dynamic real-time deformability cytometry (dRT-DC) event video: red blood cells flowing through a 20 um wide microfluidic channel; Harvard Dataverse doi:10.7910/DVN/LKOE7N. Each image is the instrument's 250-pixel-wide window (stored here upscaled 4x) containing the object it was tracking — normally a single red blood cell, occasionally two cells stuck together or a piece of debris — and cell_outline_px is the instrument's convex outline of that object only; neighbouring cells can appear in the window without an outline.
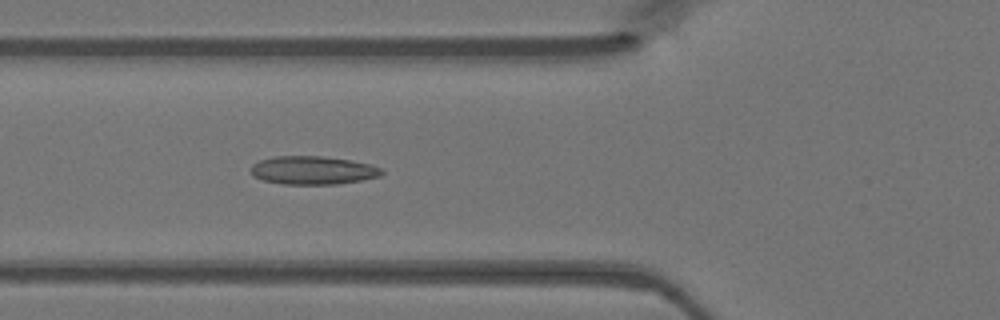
{"species": "Egyptian fruit bat (a non-hibernating species)", "species_latin": "Rousettus aegyptiacus", "temperature_condition": "warm", "stored_images_in_passage": 47, "camera_frame_rate_fps": 3000, "um_per_image_px": 0.085, "animal": {"sex": "female"}, "frame": {"image": 1, "passage_image": 17, "time_ms": 5.333, "image_size_px": [1000, 320], "cell_outline_px": [[384, 172], [380, 176], [360, 180], [336, 184], [284, 184], [264, 180], [256, 176], [252, 172], [252, 164], [260, 160], [272, 156], [324, 156], [348, 160], [368, 164], [380, 168]], "centroid_in_image_um": [26.59, 14.47], "position_along_channel_um": 99.2, "area_um2": 21.27}}
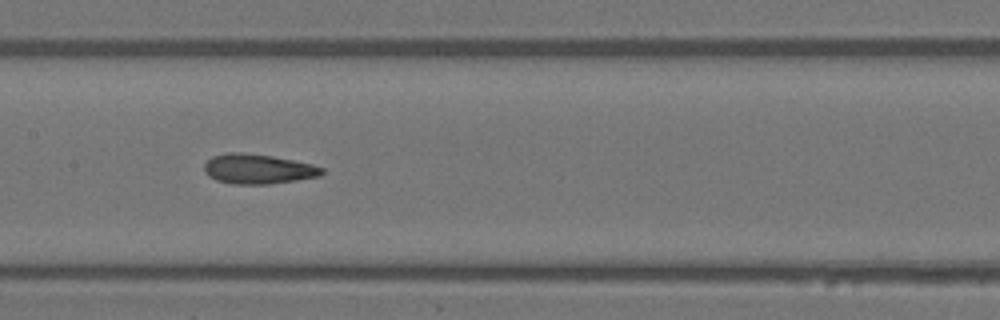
{"frame": {"image": 2, "passage_image": 23, "time_ms": 7.333, "image_size_px": [1000, 320], "cell_outline_px": [[324, 172], [320, 176], [296, 180], [268, 184], [232, 184], [216, 180], [208, 176], [204, 172], [204, 164], [212, 156], [228, 152], [240, 152], [272, 156], [312, 164], [324, 168]], "centroid_in_image_um": [21.91, 14.36], "position_along_channel_um": 185.5, "area_um2": 20.46}}
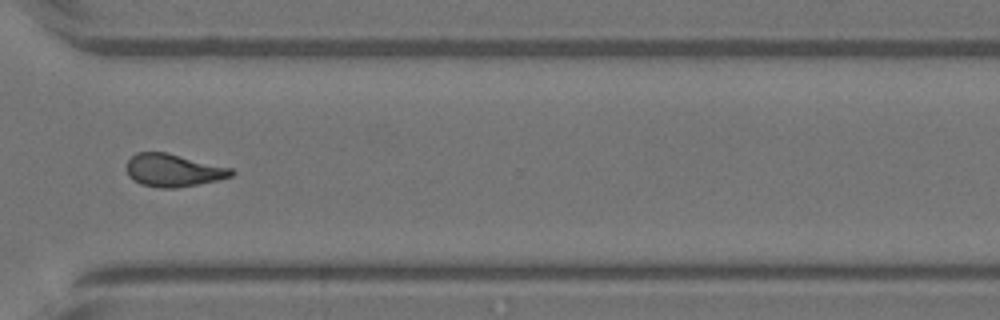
{"frame": {"image": 3, "passage_image": 35, "time_ms": 11.333, "image_size_px": [1000, 320], "cell_outline_px": [[236, 172], [232, 176], [216, 180], [176, 188], [160, 188], [140, 184], [128, 176], [128, 160], [136, 152], [168, 152], [232, 168]], "centroid_in_image_um": [14.74, 14.47], "position_along_channel_um": 355.9, "area_um2": 19.94}}